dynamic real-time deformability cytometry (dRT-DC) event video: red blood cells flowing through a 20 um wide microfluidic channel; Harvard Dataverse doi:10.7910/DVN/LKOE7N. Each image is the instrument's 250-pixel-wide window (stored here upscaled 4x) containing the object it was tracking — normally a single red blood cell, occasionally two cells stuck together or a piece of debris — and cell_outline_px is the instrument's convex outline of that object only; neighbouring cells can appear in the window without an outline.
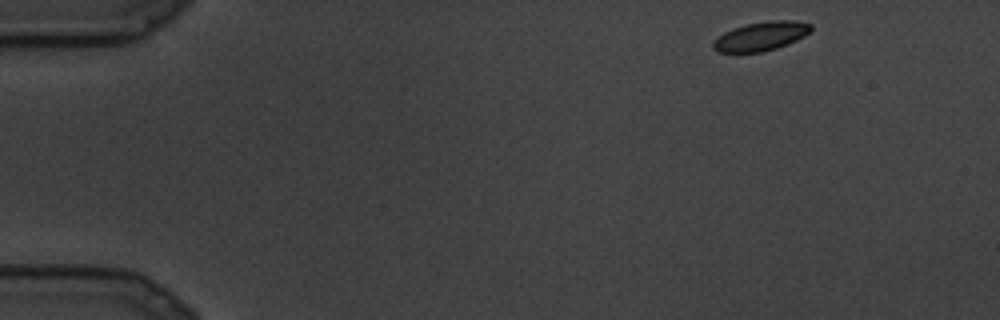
{"species": "common noctule bat (a hibernating species)", "species_latin": "Nyctalus noctula", "temperature_condition": "cold", "stored_images_in_passage": 24, "camera_frame_rate_fps": 3000, "um_per_image_px": 0.085, "animal": {"sex": "male", "body_mass_g": 19.5, "forearm_length_mm": 54.6}, "frame": {"image": 1, "passage_image": 1, "time_ms": 0.0, "image_size_px": [1000, 320], "cell_outline_px": [[812, 28], [804, 36], [788, 44], [764, 52], [716, 52], [712, 48], [712, 44], [724, 32], [732, 28], [744, 24], [772, 20], [796, 20], [812, 24]], "centroid_in_image_um": [64.69, 3.07], "position_along_channel_um": 20.3, "area_um2": 16.53}}
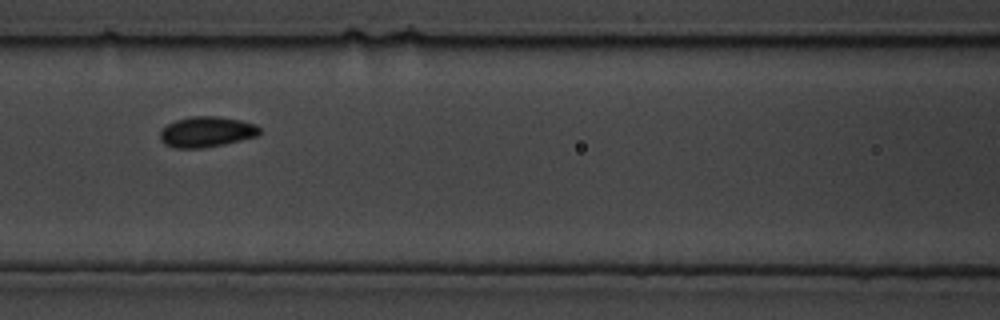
{"frame": {"image": 2, "passage_image": 10, "time_ms": 3.0, "image_size_px": [1000, 320], "cell_outline_px": [[260, 132], [256, 136], [224, 144], [200, 148], [176, 148], [164, 144], [160, 140], [160, 132], [168, 124], [176, 120], [192, 116], [220, 116], [240, 120], [256, 124], [260, 128]], "centroid_in_image_um": [17.55, 11.2], "position_along_channel_um": 149.0, "area_um2": 17.63}}
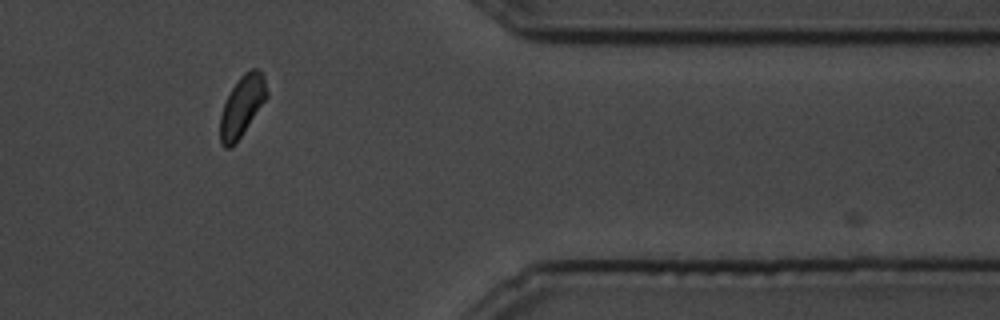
{"frame": {"image": 3, "passage_image": 20, "time_ms": 6.333, "image_size_px": [1000, 320], "cell_outline_px": [[268, 96], [236, 144], [228, 148], [224, 148], [220, 140], [220, 116], [224, 104], [232, 88], [240, 76], [244, 72], [252, 68], [256, 68], [264, 76], [268, 92]], "centroid_in_image_um": [20.58, 9.02], "position_along_channel_um": 390.8, "area_um2": 16.42}}